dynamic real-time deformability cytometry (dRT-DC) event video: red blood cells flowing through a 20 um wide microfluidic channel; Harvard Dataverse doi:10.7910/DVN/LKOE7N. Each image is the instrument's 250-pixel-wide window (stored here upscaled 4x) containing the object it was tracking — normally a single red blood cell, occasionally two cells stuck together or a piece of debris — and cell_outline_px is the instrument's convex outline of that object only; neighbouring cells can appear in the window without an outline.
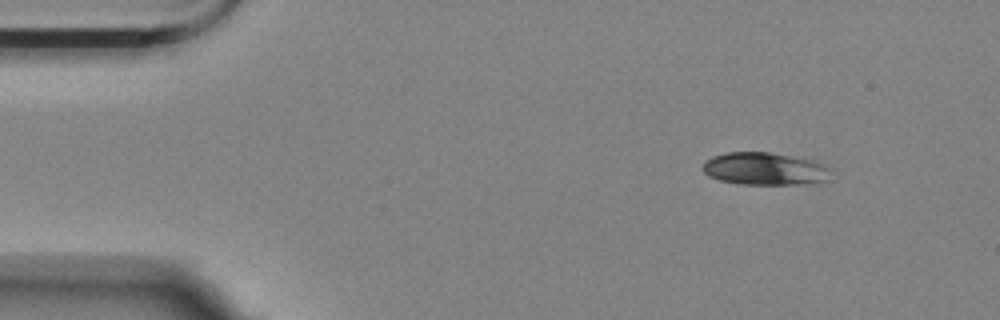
{"species": "Egyptian fruit bat (a non-hibernating species)", "species_latin": "Rousettus aegyptiacus", "temperature_condition": "room temperature", "stored_images_in_passage": 50, "camera_frame_rate_fps": 3000, "um_per_image_px": 0.085, "animal": {"sex": "female"}, "frame": {"image": 1, "passage_image": 1, "time_ms": 0.0, "image_size_px": [1000, 320], "cell_outline_px": [[832, 168], [828, 180], [816, 184], [740, 184], [720, 180], [708, 176], [704, 172], [704, 164], [712, 156], [728, 152], [772, 152], [812, 160], [824, 164]], "centroid_in_image_um": [65.08, 14.35], "position_along_channel_um": 19.9, "area_um2": 24.51}}
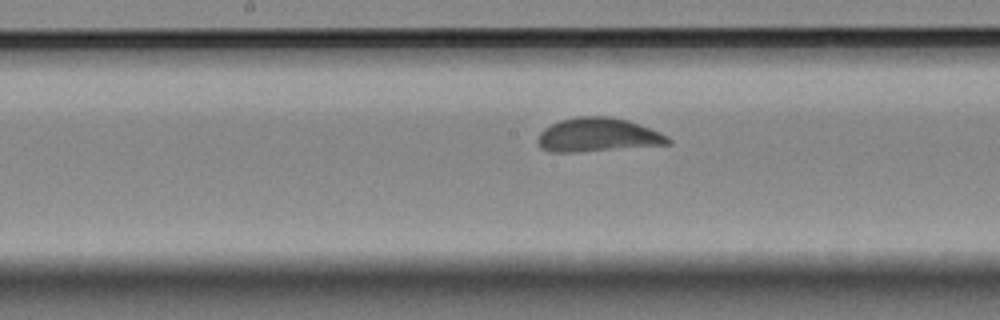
{"frame": {"image": 2, "passage_image": 22, "time_ms": 7.0, "image_size_px": [1000, 320], "cell_outline_px": [[672, 144], [576, 152], [548, 152], [540, 148], [536, 140], [540, 132], [544, 128], [560, 120], [576, 116], [608, 116], [628, 120], [640, 124], [660, 132], [668, 136], [672, 140]], "centroid_in_image_um": [50.8, 11.47], "position_along_channel_um": 197.4, "area_um2": 25.89}}
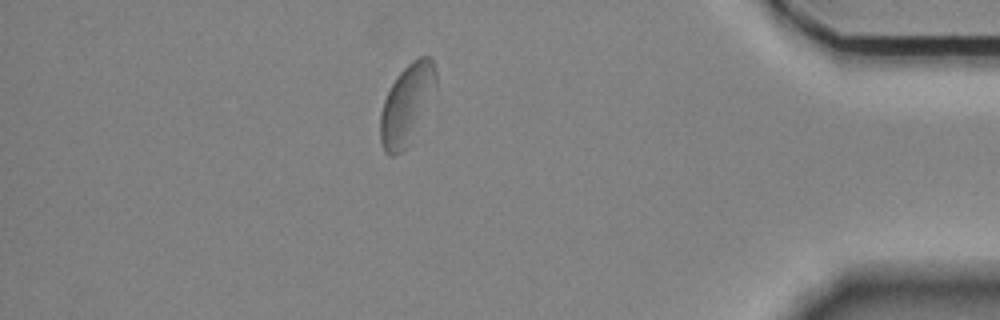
{"frame": {"image": 3, "passage_image": 43, "time_ms": 14.0, "image_size_px": [1000, 320], "cell_outline_px": [[436, 88], [404, 148], [400, 152], [392, 156], [388, 156], [384, 152], [380, 140], [380, 112], [384, 100], [396, 76], [412, 60], [420, 56], [428, 56], [432, 60], [436, 68]], "centroid_in_image_um": [34.54, 8.81], "position_along_channel_um": 400.7, "area_um2": 25.03}, "authors_computed_cell_mechanics": {"area_um2": 25.4609, "velocity_mm_per_s": 3.4705, "shape_relaxation_time_tau1_ms": 2.8994, "shape_relaxation_time_tau2_ms": null, "deformation_change_tau1": 0.1367, "deformation_change_tau2": null}}